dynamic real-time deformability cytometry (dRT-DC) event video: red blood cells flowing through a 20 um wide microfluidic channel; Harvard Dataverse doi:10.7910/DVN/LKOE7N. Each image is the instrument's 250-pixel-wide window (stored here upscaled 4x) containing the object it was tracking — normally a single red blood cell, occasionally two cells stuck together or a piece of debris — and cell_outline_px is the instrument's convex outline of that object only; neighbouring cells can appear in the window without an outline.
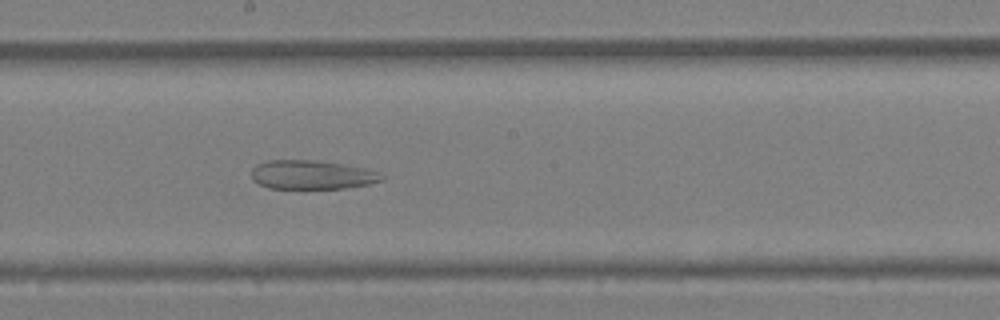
{"species": "Egyptian fruit bat (a non-hibernating species)", "species_latin": "Rousettus aegyptiacus", "temperature_condition": "warm", "stored_images_in_passage": 39, "camera_frame_rate_fps": 3000, "um_per_image_px": 0.085, "animal": {"sex": "female"}, "frame": {"image": 1, "passage_image": 19, "time_ms": 6.0, "image_size_px": [1000, 320], "cell_outline_px": [[384, 176], [380, 180], [368, 184], [344, 188], [268, 188], [252, 180], [252, 168], [256, 164], [268, 160], [316, 160], [364, 168], [376, 172]], "centroid_in_image_um": [26.44, 14.85], "position_along_channel_um": 221.8, "area_um2": 21.68}}
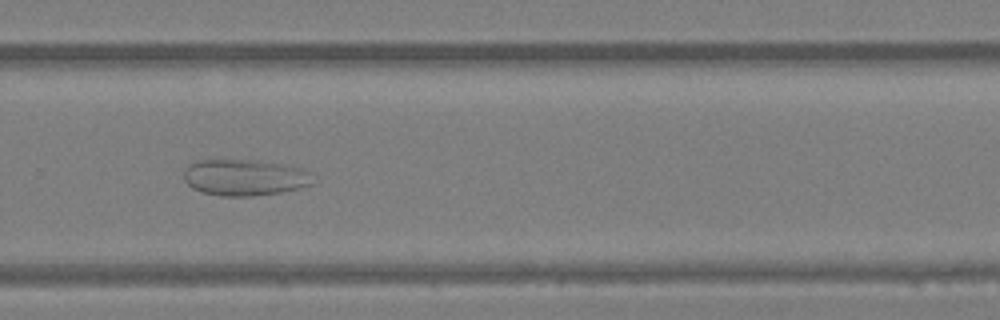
{"frame": {"image": 2, "passage_image": 25, "time_ms": 8.0, "image_size_px": [1000, 320], "cell_outline_px": [[312, 184], [300, 188], [280, 192], [252, 196], [220, 196], [200, 192], [192, 188], [184, 180], [184, 172], [188, 164], [196, 160], [256, 160], [288, 164], [304, 168], [308, 172]], "centroid_in_image_um": [20.77, 15.08], "position_along_channel_um": 309.0, "area_um2": 27.51}}
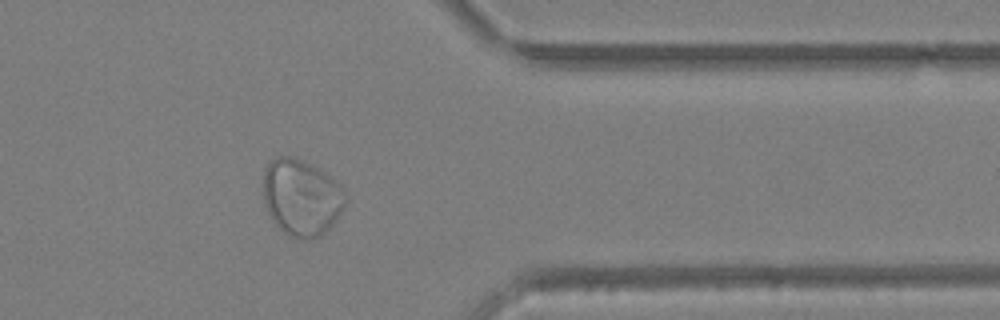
{"frame": {"image": 3, "passage_image": 31, "time_ms": 10.0, "image_size_px": [1000, 320], "cell_outline_px": [[344, 204], [340, 212], [332, 224], [320, 236], [312, 240], [304, 240], [288, 236], [272, 220], [264, 204], [264, 168], [276, 156], [292, 156], [304, 160], [340, 184], [344, 188]], "centroid_in_image_um": [25.59, 16.79], "position_along_channel_um": 385.8, "area_um2": 36.41}}